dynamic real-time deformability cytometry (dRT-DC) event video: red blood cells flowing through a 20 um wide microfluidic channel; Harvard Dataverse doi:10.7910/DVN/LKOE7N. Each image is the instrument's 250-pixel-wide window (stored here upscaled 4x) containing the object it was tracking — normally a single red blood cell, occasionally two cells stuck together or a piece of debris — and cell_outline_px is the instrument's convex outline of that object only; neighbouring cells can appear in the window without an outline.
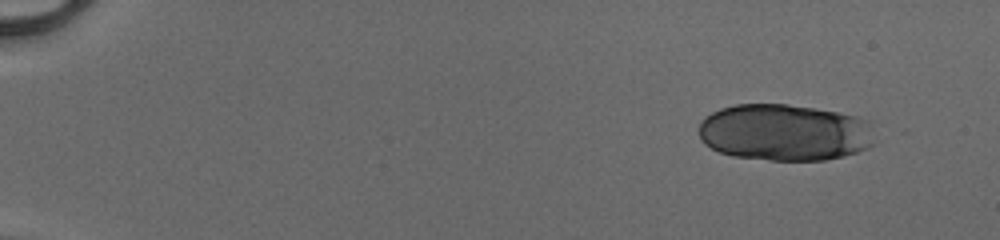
{"species": "human", "species_latin": "Homo sapiens", "temperature_condition": "cold", "stored_images_in_passage": 47, "camera_frame_rate_fps": 3000, "um_per_image_px": 0.085, "donor": {"sex": "male"}, "frame": {"image": 1, "passage_image": 1, "time_ms": 0.0, "image_size_px": [1000, 240], "cell_outline_px": [[872, 144], [868, 148], [844, 156], [824, 160], [768, 160], [732, 156], [720, 152], [704, 144], [700, 140], [700, 120], [704, 116], [720, 108], [736, 104], [788, 104], [836, 112], [856, 116], [868, 120]], "centroid_in_image_um": [66.63, 11.26], "position_along_channel_um": 18.4, "area_um2": 58.15}}
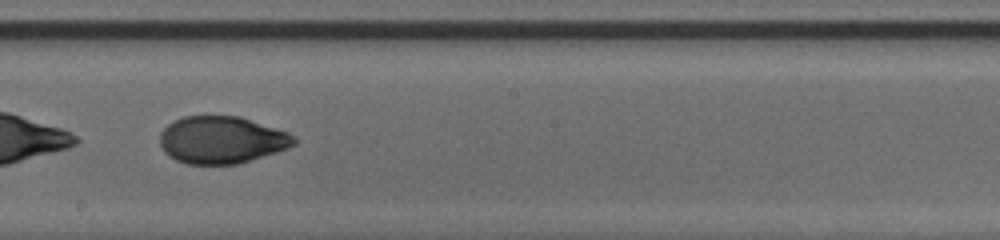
{"frame": {"image": 2, "passage_image": 28, "time_ms": 9.0, "image_size_px": [1000, 240], "cell_outline_px": [[296, 144], [288, 148], [276, 152], [236, 164], [188, 164], [176, 160], [164, 152], [160, 144], [160, 132], [168, 124], [184, 116], [240, 116], [288, 132], [296, 136]], "centroid_in_image_um": [18.85, 11.89], "position_along_channel_um": 229.4, "area_um2": 36.88}}
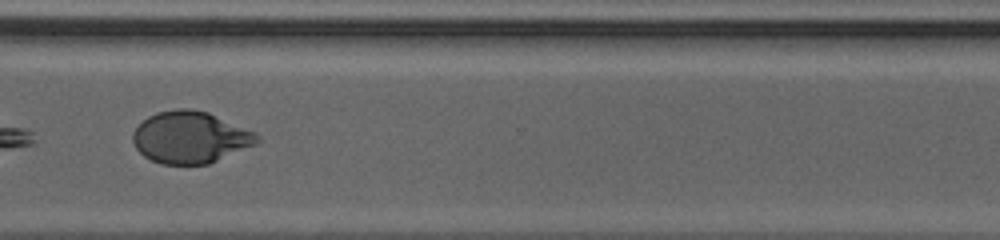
{"frame": {"image": 3, "passage_image": 37, "time_ms": 12.0, "image_size_px": [1000, 240], "cell_outline_px": [[260, 140], [256, 144], [208, 164], [160, 164], [144, 156], [136, 148], [132, 140], [132, 132], [148, 116], [156, 112], [176, 108], [192, 108], [208, 112], [256, 132], [260, 136]], "centroid_in_image_um": [16.17, 11.66], "position_along_channel_um": 354.4, "area_um2": 37.63}, "authors_computed_cell_mechanics": {"area_um2": 38.726, "velocity_mm_per_s": 4.16, "shape_relaxation_time_tau1_ms": 4.5545, "shape_relaxation_time_tau2_ms": 1.2369, "deformation_change_tau1": 0.1803, "deformation_change_tau2": 0.0477}}